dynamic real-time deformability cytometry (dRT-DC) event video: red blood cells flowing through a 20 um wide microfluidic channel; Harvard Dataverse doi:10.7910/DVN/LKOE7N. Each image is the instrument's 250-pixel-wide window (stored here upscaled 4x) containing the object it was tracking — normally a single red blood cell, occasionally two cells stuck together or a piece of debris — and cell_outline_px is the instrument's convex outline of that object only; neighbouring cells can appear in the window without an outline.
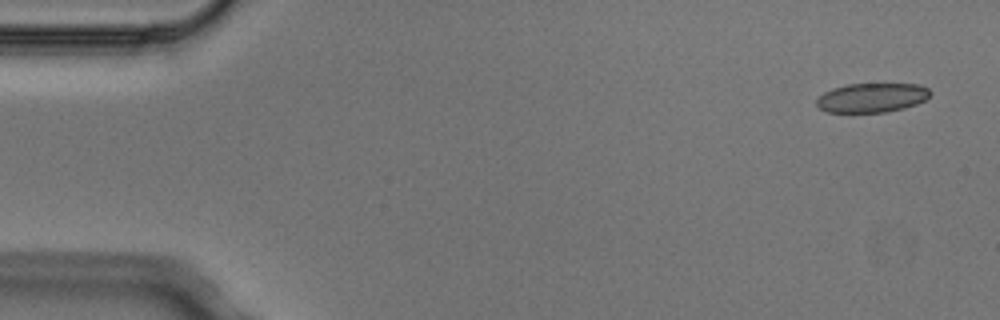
{"species": "Egyptian fruit bat (a non-hibernating species)", "species_latin": "Rousettus aegyptiacus", "temperature_condition": "cold", "stored_images_in_passage": 5, "camera_frame_rate_fps": 3000, "um_per_image_px": 0.085, "animal": {"sex": "male"}, "frame": {"image": 1, "passage_image": 1, "time_ms": 0.0, "image_size_px": [1000, 320], "cell_outline_px": [[928, 96], [924, 100], [916, 104], [904, 108], [884, 112], [828, 112], [820, 108], [816, 104], [816, 100], [824, 92], [832, 88], [848, 84], [920, 84], [928, 88]], "centroid_in_image_um": [74.08, 8.3], "position_along_channel_um": 10.9, "area_um2": 19.19}}
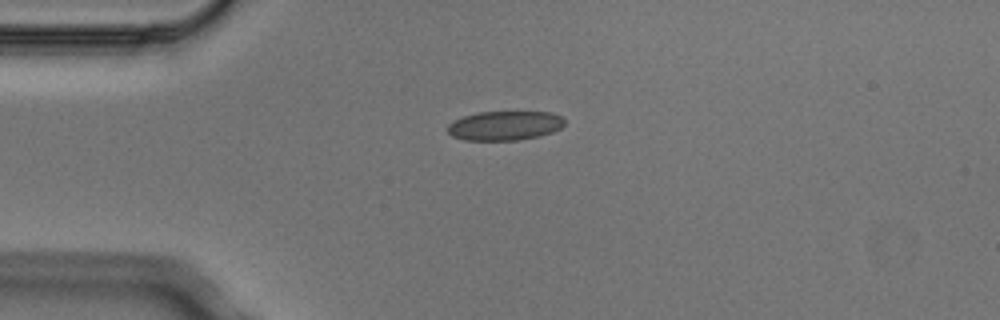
{"frame": {"image": 2, "passage_image": 4, "time_ms": 1.0, "image_size_px": [1000, 320], "cell_outline_px": [[564, 124], [560, 128], [552, 132], [536, 136], [516, 140], [464, 140], [452, 136], [448, 132], [448, 124], [452, 120], [476, 112], [552, 112], [560, 116], [564, 120]], "centroid_in_image_um": [42.86, 10.67], "position_along_channel_um": 42.1, "area_um2": 19.88}}